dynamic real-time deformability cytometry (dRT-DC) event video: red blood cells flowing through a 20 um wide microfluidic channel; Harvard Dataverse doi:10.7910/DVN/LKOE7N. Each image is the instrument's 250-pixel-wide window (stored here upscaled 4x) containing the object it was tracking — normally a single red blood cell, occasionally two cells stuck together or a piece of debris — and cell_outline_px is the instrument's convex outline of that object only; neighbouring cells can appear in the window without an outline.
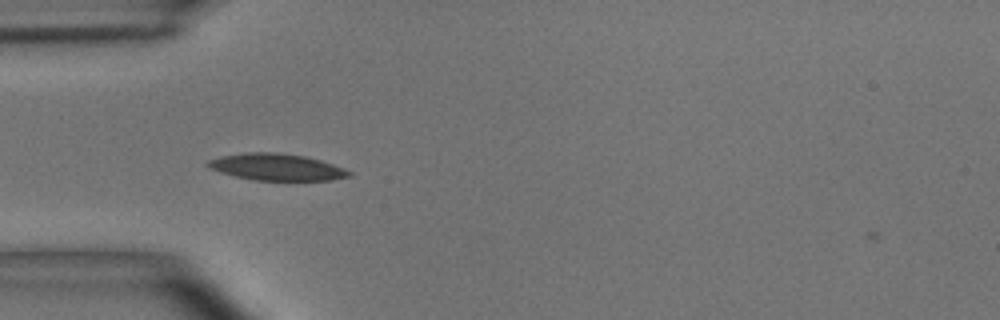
{"species": "common noctule bat (a hibernating species)", "species_latin": "Nyctalus noctula", "temperature_condition": "room temperature", "stored_images_in_passage": 39, "camera_frame_rate_fps": 3000, "um_per_image_px": 0.085, "animal": {"sex": "male", "body_mass_g": 15.6}, "frame": {"image": 1, "passage_image": 1, "time_ms": 0.0, "image_size_px": [1000, 320], "cell_outline_px": [[352, 176], [332, 180], [252, 180], [220, 172], [204, 164], [208, 160], [220, 156], [248, 152], [276, 152], [304, 156], [320, 160], [344, 168], [352, 172]], "centroid_in_image_um": [23.52, 14.2], "position_along_channel_um": 61.5, "area_um2": 21.91}}
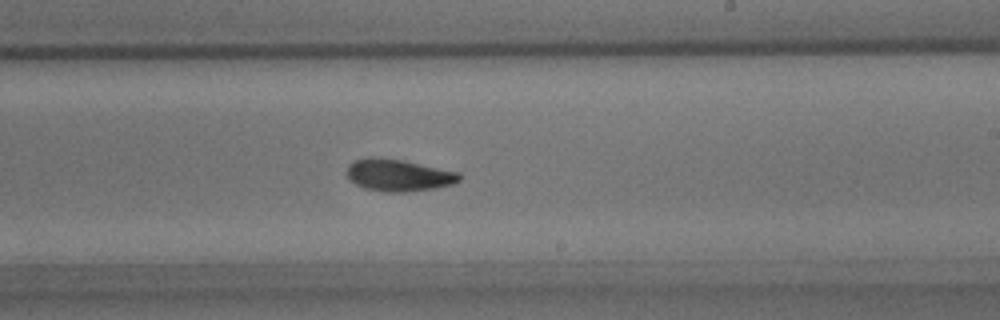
{"frame": {"image": 2, "passage_image": 17, "time_ms": 5.333, "image_size_px": [1000, 320], "cell_outline_px": [[460, 180], [452, 184], [436, 188], [408, 192], [384, 192], [364, 188], [348, 180], [348, 164], [352, 160], [368, 156], [376, 156], [400, 160], [460, 172]], "centroid_in_image_um": [33.83, 14.89], "position_along_channel_um": 255.2, "area_um2": 21.15}}
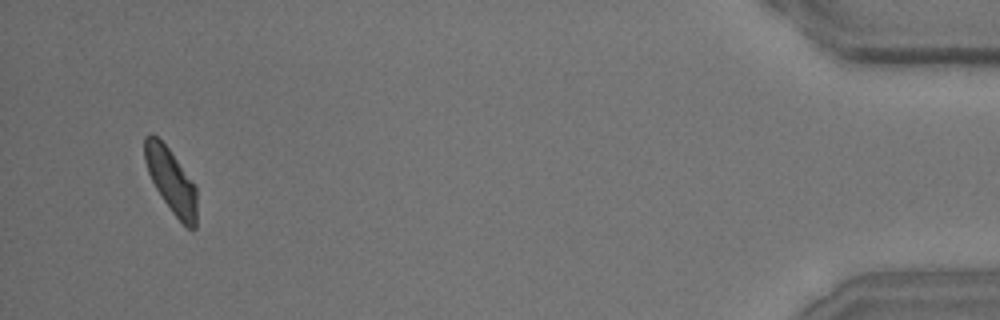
{"frame": {"image": 3, "passage_image": 37, "time_ms": 12.0, "image_size_px": [1000, 320], "cell_outline_px": [[196, 228], [192, 232], [172, 212], [156, 188], [148, 172], [144, 160], [144, 136], [152, 132], [168, 148], [196, 188]], "centroid_in_image_um": [14.52, 15.36], "position_along_channel_um": 420.7, "area_um2": 19.13}, "authors_computed_cell_mechanics": {"area_um2": 20.4034, "velocity_mm_per_s": 3.6535, "shape_relaxation_time_tau1_ms": 4.9157, "shape_relaxation_time_tau2_ms": 3.3354, "deformation_change_tau1": 0.1388, "deformation_change_tau2": 0.0946}}